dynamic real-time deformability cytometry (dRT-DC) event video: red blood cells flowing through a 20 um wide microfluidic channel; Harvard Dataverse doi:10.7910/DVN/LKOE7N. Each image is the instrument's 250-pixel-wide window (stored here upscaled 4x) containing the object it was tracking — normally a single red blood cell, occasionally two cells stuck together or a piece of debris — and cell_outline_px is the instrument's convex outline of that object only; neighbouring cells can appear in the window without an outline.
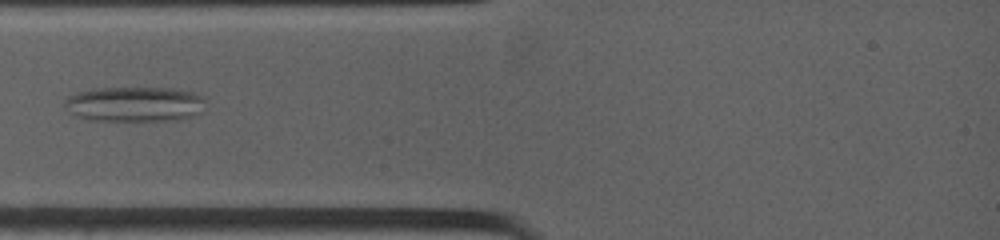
{"species": "common noctule bat (a hibernating species)", "species_latin": "Nyctalus noctula", "temperature_condition": "warm", "stored_images_in_passage": 3, "camera_frame_rate_fps": 4500, "um_per_image_px": 0.085, "animal": {"sex": "female", "body_mass_g": 19.0, "forearm_length_mm": 53.3}, "frame": {"image": 1, "passage_image": 2, "time_ms": 0.667, "image_size_px": [1000, 240], "cell_outline_px": [[204, 100], [200, 112], [196, 116], [176, 120], [88, 120], [76, 116], [64, 104], [64, 100], [68, 96], [92, 88], [180, 88], [204, 96]], "centroid_in_image_um": [11.47, 8.84], "position_along_channel_um": 73.5, "area_um2": 28.78}}